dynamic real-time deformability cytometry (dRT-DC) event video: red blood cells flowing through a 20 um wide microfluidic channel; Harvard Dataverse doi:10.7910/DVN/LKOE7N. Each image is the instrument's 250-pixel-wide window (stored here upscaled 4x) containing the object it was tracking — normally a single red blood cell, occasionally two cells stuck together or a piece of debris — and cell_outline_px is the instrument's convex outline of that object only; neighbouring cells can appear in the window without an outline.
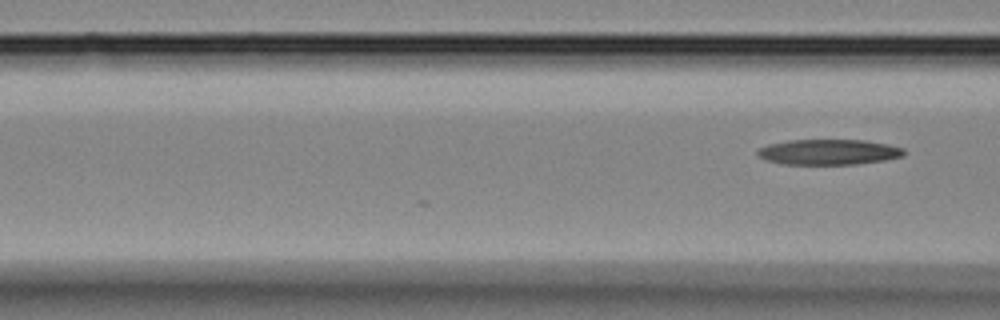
{"species": "Egyptian fruit bat (a non-hibernating species)", "species_latin": "Rousettus aegyptiacus", "temperature_condition": "room temperature", "stored_images_in_passage": 4, "segment_of_instrument_passage": [2, 2], "camera_frame_rate_fps": 3000, "um_per_image_px": 0.085, "animal": {"sex": "female"}, "frame": {"image": 1, "passage_image": 4, "time_ms": 1.0, "image_size_px": [1000, 320], "cell_outline_px": [[904, 156], [884, 160], [856, 164], [780, 164], [764, 160], [756, 152], [760, 148], [768, 144], [788, 140], [864, 140], [888, 144], [904, 148]], "centroid_in_image_um": [70.43, 12.92], "position_along_channel_um": 96.2, "area_um2": 21.73}}